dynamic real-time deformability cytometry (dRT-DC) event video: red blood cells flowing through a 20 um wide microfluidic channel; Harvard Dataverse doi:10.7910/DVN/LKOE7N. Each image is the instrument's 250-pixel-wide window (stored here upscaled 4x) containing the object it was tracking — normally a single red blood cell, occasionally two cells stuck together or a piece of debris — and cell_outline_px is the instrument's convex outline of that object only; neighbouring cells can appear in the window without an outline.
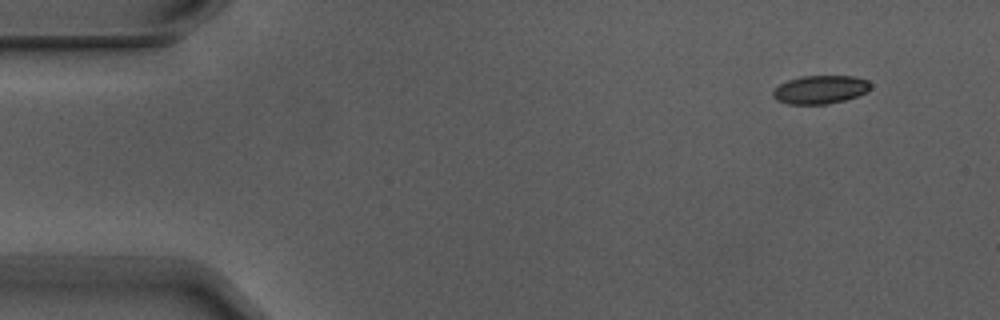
{"species": "Egyptian fruit bat (a non-hibernating species)", "species_latin": "Rousettus aegyptiacus", "temperature_condition": "warm", "stored_images_in_passage": 5, "segment_of_instrument_passage": [1, 2], "camera_frame_rate_fps": 3000, "um_per_image_px": 0.085, "animal": {"sex": "male"}, "frame": {"image": 1, "passage_image": 1, "time_ms": 0.0, "image_size_px": [1000, 320], "cell_outline_px": [[872, 88], [868, 92], [844, 100], [828, 104], [788, 104], [776, 100], [772, 96], [772, 92], [780, 84], [788, 80], [800, 76], [856, 76], [868, 80], [872, 84]], "centroid_in_image_um": [69.75, 7.61], "position_along_channel_um": 15.2, "area_um2": 16.3}}